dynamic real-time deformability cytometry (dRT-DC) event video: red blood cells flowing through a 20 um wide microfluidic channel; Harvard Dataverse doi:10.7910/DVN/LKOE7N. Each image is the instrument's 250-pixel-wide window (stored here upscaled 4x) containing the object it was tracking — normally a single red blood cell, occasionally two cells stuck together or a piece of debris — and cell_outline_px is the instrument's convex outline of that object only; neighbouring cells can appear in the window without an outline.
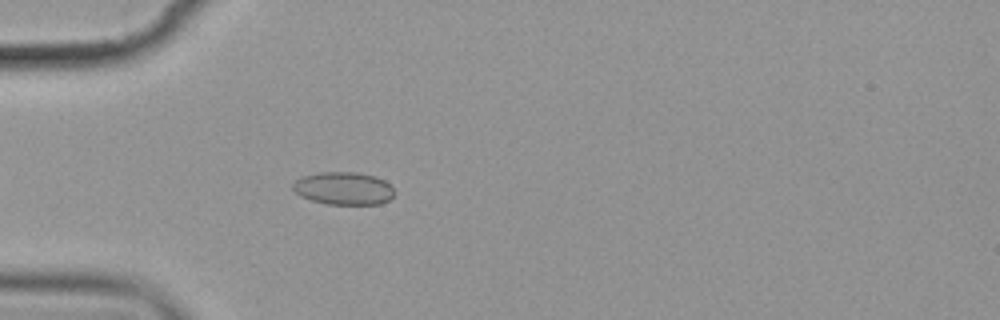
{"species": "common noctule bat (a hibernating species)", "species_latin": "Nyctalus noctula", "temperature_condition": "cold", "stored_images_in_passage": 5, "camera_frame_rate_fps": 3000, "um_per_image_px": 0.085, "animal": {"sex": "female", "body_mass_g": 19.9}, "frame": {"image": 1, "passage_image": 5, "time_ms": 5.667, "image_size_px": [1000, 320], "cell_outline_px": [[396, 192], [388, 200], [380, 204], [328, 204], [312, 200], [300, 196], [292, 188], [292, 184], [296, 180], [304, 176], [320, 172], [356, 172], [376, 176], [384, 180]], "centroid_in_image_um": [29.21, 16.01], "position_along_channel_um": 55.8, "area_um2": 19.31}}